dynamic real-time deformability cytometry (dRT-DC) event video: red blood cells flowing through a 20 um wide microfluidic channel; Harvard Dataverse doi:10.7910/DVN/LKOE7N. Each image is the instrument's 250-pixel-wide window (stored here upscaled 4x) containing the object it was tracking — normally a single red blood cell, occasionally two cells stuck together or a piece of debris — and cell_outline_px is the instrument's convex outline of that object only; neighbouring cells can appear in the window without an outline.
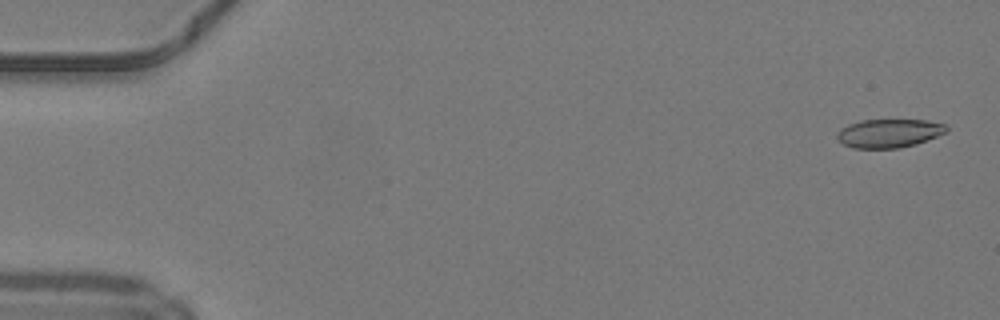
{"species": "common noctule bat (a hibernating species)", "species_latin": "Nyctalus noctula", "temperature_condition": "warm", "stored_images_in_passage": 49, "camera_frame_rate_fps": 3000, "um_per_image_px": 0.085, "animal": {"sex": "male", "body_mass_g": 19.2, "forearm_length_mm": 51.8}, "frame": {"image": 1, "passage_image": 2, "time_ms": 0.333, "image_size_px": [1000, 320], "cell_outline_px": [[948, 132], [916, 144], [900, 148], [852, 148], [844, 144], [836, 136], [836, 132], [840, 128], [848, 124], [860, 120], [924, 120], [944, 124], [948, 128]], "centroid_in_image_um": [75.55, 11.32], "position_along_channel_um": 9.4, "area_um2": 18.26}}
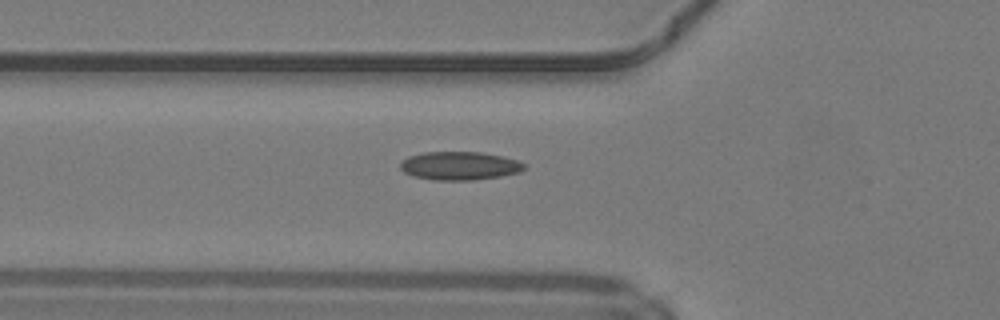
{"frame": {"image": 2, "passage_image": 18, "time_ms": 5.667, "image_size_px": [1000, 320], "cell_outline_px": [[524, 168], [520, 172], [500, 176], [472, 180], [432, 180], [412, 176], [404, 172], [400, 168], [400, 160], [408, 156], [424, 152], [480, 152], [500, 156], [516, 160], [524, 164]], "centroid_in_image_um": [38.99, 14.09], "position_along_channel_um": 86.8, "area_um2": 20.46}}
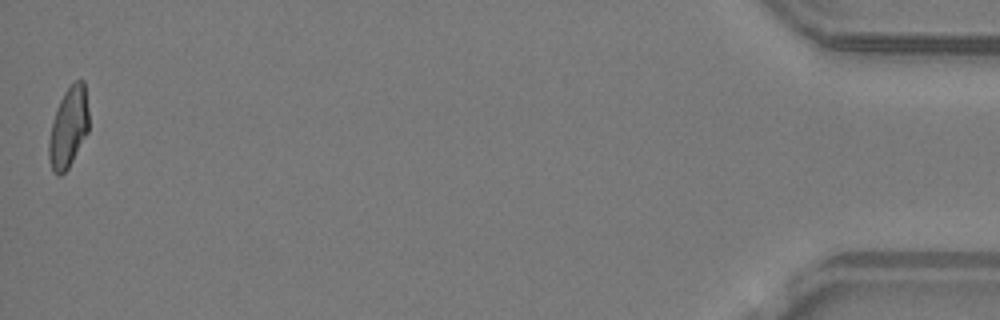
{"frame": {"image": 3, "passage_image": 49, "time_ms": 16.0, "image_size_px": [1000, 320], "cell_outline_px": [[88, 132], [68, 168], [60, 176], [56, 176], [52, 172], [48, 160], [48, 140], [56, 108], [64, 92], [76, 80], [84, 80], [88, 108]], "centroid_in_image_um": [5.8, 10.86], "position_along_channel_um": 429.4, "area_um2": 18.79}, "authors_computed_cell_mechanics": {"area_um2": 19.1896, "velocity_mm_per_s": 4.244, "shape_relaxation_time_tau1_ms": null, "shape_relaxation_time_tau2_ms": 2.4012, "deformation_change_tau1": null, "deformation_change_tau2": 0.0827}}